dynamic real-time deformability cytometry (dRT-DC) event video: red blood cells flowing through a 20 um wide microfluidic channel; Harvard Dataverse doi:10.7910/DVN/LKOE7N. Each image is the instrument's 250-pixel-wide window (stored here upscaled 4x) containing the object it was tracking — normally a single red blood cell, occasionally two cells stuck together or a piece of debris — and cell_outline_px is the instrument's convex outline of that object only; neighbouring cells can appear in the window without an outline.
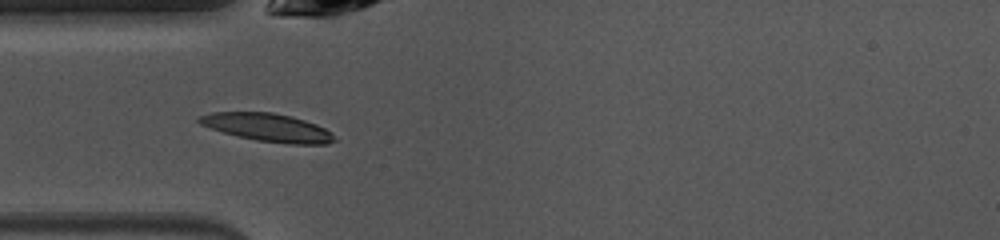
{"species": "common noctule bat (a hibernating species)", "species_latin": "Nyctalus noctula", "temperature_condition": "warm", "stored_images_in_passage": 21, "camera_frame_rate_fps": 3000, "um_per_image_px": 0.085, "animal": {"sex": "female", "body_mass_g": 10.0, "forearm_length_mm": 53.1}, "frame": {"image": 1, "passage_image": 4, "time_ms": 1.0, "image_size_px": [1000, 240], "cell_outline_px": [[336, 140], [328, 144], [292, 144], [256, 140], [224, 132], [200, 124], [196, 120], [196, 116], [212, 112], [272, 112], [292, 116], [316, 124], [332, 132]], "centroid_in_image_um": [22.76, 10.82], "position_along_channel_um": 62.2, "area_um2": 22.02}}
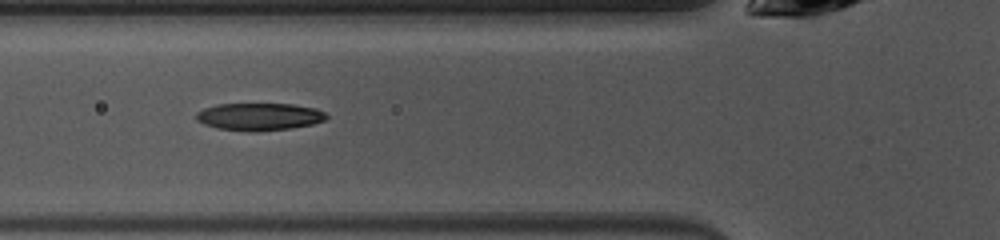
{"frame": {"image": 2, "passage_image": 7, "time_ms": 2.0, "image_size_px": [1000, 240], "cell_outline_px": [[328, 116], [324, 120], [312, 124], [288, 128], [256, 132], [216, 128], [204, 124], [196, 120], [196, 112], [204, 108], [220, 104], [292, 104], [316, 108], [324, 112]], "centroid_in_image_um": [22.02, 9.91], "position_along_channel_um": 103.8, "area_um2": 20.69}}
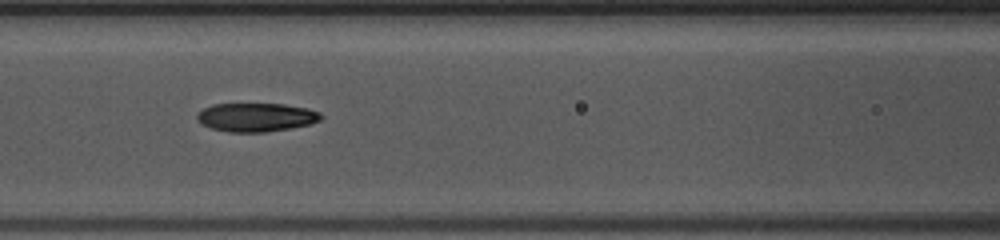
{"frame": {"image": 3, "passage_image": 10, "time_ms": 3.0, "image_size_px": [1000, 240], "cell_outline_px": [[324, 116], [320, 120], [308, 124], [288, 128], [264, 132], [228, 132], [212, 128], [196, 120], [196, 116], [204, 108], [212, 104], [284, 104], [308, 108], [320, 112]], "centroid_in_image_um": [21.78, 9.96], "position_along_channel_um": 144.8, "area_um2": 20.52}}